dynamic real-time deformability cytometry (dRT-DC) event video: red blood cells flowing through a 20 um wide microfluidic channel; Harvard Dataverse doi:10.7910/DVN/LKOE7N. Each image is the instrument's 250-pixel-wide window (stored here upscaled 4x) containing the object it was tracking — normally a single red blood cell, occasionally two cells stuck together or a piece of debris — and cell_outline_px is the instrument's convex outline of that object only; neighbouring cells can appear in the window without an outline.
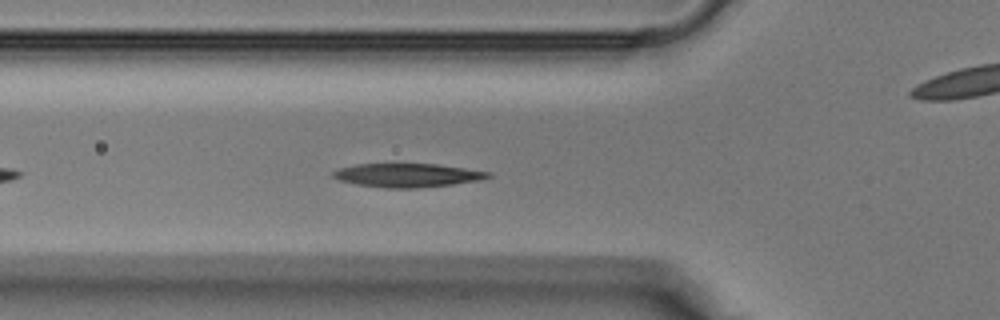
{"species": "Egyptian fruit bat (a non-hibernating species)", "species_latin": "Rousettus aegyptiacus", "temperature_condition": "warm", "stored_images_in_passage": 31, "camera_frame_rate_fps": 3000, "um_per_image_px": 0.085, "animal": {"sex": "male"}, "frame": {"image": 1, "passage_image": 5, "time_ms": 1.333, "image_size_px": [1000, 320], "cell_outline_px": [[492, 176], [480, 180], [452, 184], [420, 188], [384, 188], [356, 184], [340, 180], [332, 176], [332, 172], [340, 168], [356, 164], [436, 164], [492, 172]], "centroid_in_image_um": [34.64, 14.9], "position_along_channel_um": 91.2, "area_um2": 21.33}}
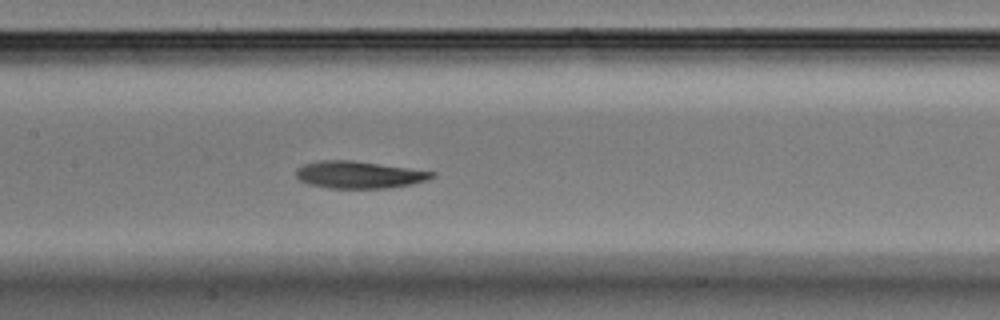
{"frame": {"image": 2, "passage_image": 10, "time_ms": 3.0, "image_size_px": [1000, 320], "cell_outline_px": [[436, 176], [428, 180], [412, 184], [388, 188], [328, 188], [308, 184], [300, 180], [296, 176], [296, 168], [304, 164], [320, 160], [352, 160], [436, 172]], "centroid_in_image_um": [30.52, 14.85], "position_along_channel_um": 176.9, "area_um2": 21.56}}
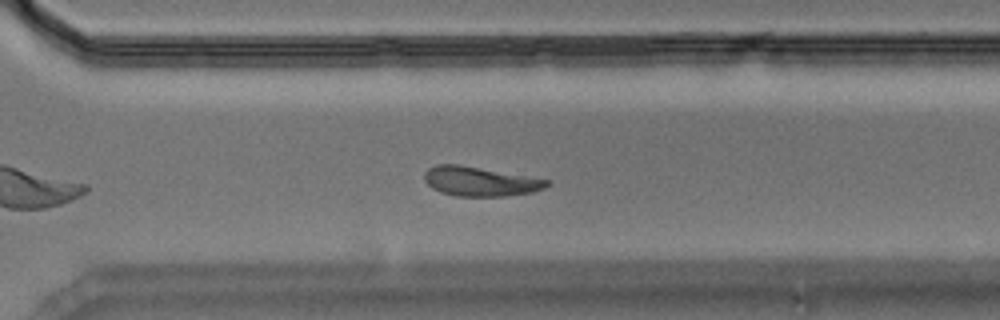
{"frame": {"image": 3, "passage_image": 19, "time_ms": 6.0, "image_size_px": [1000, 320], "cell_outline_px": [[548, 184], [544, 188], [532, 192], [504, 196], [456, 196], [440, 192], [432, 188], [424, 180], [424, 172], [428, 168], [436, 164], [460, 164], [548, 180]], "centroid_in_image_um": [40.73, 15.41], "position_along_channel_um": 329.9, "area_um2": 20.81}}